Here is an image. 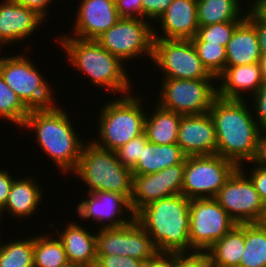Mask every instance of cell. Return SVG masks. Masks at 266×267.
<instances>
[{
  "mask_svg": "<svg viewBox=\"0 0 266 267\" xmlns=\"http://www.w3.org/2000/svg\"><path fill=\"white\" fill-rule=\"evenodd\" d=\"M247 10L246 18L255 26L261 55H266V19L261 16L251 5Z\"/></svg>",
  "mask_w": 266,
  "mask_h": 267,
  "instance_id": "39",
  "label": "cell"
},
{
  "mask_svg": "<svg viewBox=\"0 0 266 267\" xmlns=\"http://www.w3.org/2000/svg\"><path fill=\"white\" fill-rule=\"evenodd\" d=\"M59 106L30 109L21 128L34 129L35 142L40 145L42 152L67 175L77 168L85 143L80 140L78 132L75 133L76 129L66 110Z\"/></svg>",
  "mask_w": 266,
  "mask_h": 267,
  "instance_id": "2",
  "label": "cell"
},
{
  "mask_svg": "<svg viewBox=\"0 0 266 267\" xmlns=\"http://www.w3.org/2000/svg\"><path fill=\"white\" fill-rule=\"evenodd\" d=\"M155 106L153 114L146 112L144 132L147 140L157 145L177 143L182 115L163 109L158 104Z\"/></svg>",
  "mask_w": 266,
  "mask_h": 267,
  "instance_id": "27",
  "label": "cell"
},
{
  "mask_svg": "<svg viewBox=\"0 0 266 267\" xmlns=\"http://www.w3.org/2000/svg\"><path fill=\"white\" fill-rule=\"evenodd\" d=\"M186 155L177 143L157 145L147 141L136 165L131 169L133 175H146L159 172L175 164H185Z\"/></svg>",
  "mask_w": 266,
  "mask_h": 267,
  "instance_id": "24",
  "label": "cell"
},
{
  "mask_svg": "<svg viewBox=\"0 0 266 267\" xmlns=\"http://www.w3.org/2000/svg\"><path fill=\"white\" fill-rule=\"evenodd\" d=\"M158 20L164 35L153 28L154 38L191 40L199 28L197 0H173Z\"/></svg>",
  "mask_w": 266,
  "mask_h": 267,
  "instance_id": "20",
  "label": "cell"
},
{
  "mask_svg": "<svg viewBox=\"0 0 266 267\" xmlns=\"http://www.w3.org/2000/svg\"><path fill=\"white\" fill-rule=\"evenodd\" d=\"M238 267H266V222L245 223V248Z\"/></svg>",
  "mask_w": 266,
  "mask_h": 267,
  "instance_id": "29",
  "label": "cell"
},
{
  "mask_svg": "<svg viewBox=\"0 0 266 267\" xmlns=\"http://www.w3.org/2000/svg\"><path fill=\"white\" fill-rule=\"evenodd\" d=\"M44 235L40 236L39 234L33 237L34 267H63L67 265L69 261L62 241L58 236L54 238L52 234Z\"/></svg>",
  "mask_w": 266,
  "mask_h": 267,
  "instance_id": "30",
  "label": "cell"
},
{
  "mask_svg": "<svg viewBox=\"0 0 266 267\" xmlns=\"http://www.w3.org/2000/svg\"><path fill=\"white\" fill-rule=\"evenodd\" d=\"M88 197V199L82 200L76 208L77 216L82 220L93 219L100 225L103 222L100 227L102 229L122 227L135 220L131 200L124 194L96 191L88 193ZM126 212L128 217L123 214H127Z\"/></svg>",
  "mask_w": 266,
  "mask_h": 267,
  "instance_id": "15",
  "label": "cell"
},
{
  "mask_svg": "<svg viewBox=\"0 0 266 267\" xmlns=\"http://www.w3.org/2000/svg\"><path fill=\"white\" fill-rule=\"evenodd\" d=\"M173 0H142L143 19L157 20L167 10ZM147 17V18H146Z\"/></svg>",
  "mask_w": 266,
  "mask_h": 267,
  "instance_id": "40",
  "label": "cell"
},
{
  "mask_svg": "<svg viewBox=\"0 0 266 267\" xmlns=\"http://www.w3.org/2000/svg\"><path fill=\"white\" fill-rule=\"evenodd\" d=\"M185 164H175L159 172L133 175L131 206L136 213L150 202L182 194Z\"/></svg>",
  "mask_w": 266,
  "mask_h": 267,
  "instance_id": "16",
  "label": "cell"
},
{
  "mask_svg": "<svg viewBox=\"0 0 266 267\" xmlns=\"http://www.w3.org/2000/svg\"><path fill=\"white\" fill-rule=\"evenodd\" d=\"M225 66L259 62L261 51L255 26L245 18L235 29L226 46Z\"/></svg>",
  "mask_w": 266,
  "mask_h": 267,
  "instance_id": "23",
  "label": "cell"
},
{
  "mask_svg": "<svg viewBox=\"0 0 266 267\" xmlns=\"http://www.w3.org/2000/svg\"><path fill=\"white\" fill-rule=\"evenodd\" d=\"M243 169L234 171L215 199L237 224L266 222V206Z\"/></svg>",
  "mask_w": 266,
  "mask_h": 267,
  "instance_id": "12",
  "label": "cell"
},
{
  "mask_svg": "<svg viewBox=\"0 0 266 267\" xmlns=\"http://www.w3.org/2000/svg\"><path fill=\"white\" fill-rule=\"evenodd\" d=\"M4 244L0 243V267H34L33 237Z\"/></svg>",
  "mask_w": 266,
  "mask_h": 267,
  "instance_id": "31",
  "label": "cell"
},
{
  "mask_svg": "<svg viewBox=\"0 0 266 267\" xmlns=\"http://www.w3.org/2000/svg\"><path fill=\"white\" fill-rule=\"evenodd\" d=\"M251 163L266 168V130L260 131L256 156Z\"/></svg>",
  "mask_w": 266,
  "mask_h": 267,
  "instance_id": "46",
  "label": "cell"
},
{
  "mask_svg": "<svg viewBox=\"0 0 266 267\" xmlns=\"http://www.w3.org/2000/svg\"><path fill=\"white\" fill-rule=\"evenodd\" d=\"M255 168L251 167V174H249V178L253 182L256 191L258 192L262 202L266 206V168L258 166L256 164Z\"/></svg>",
  "mask_w": 266,
  "mask_h": 267,
  "instance_id": "42",
  "label": "cell"
},
{
  "mask_svg": "<svg viewBox=\"0 0 266 267\" xmlns=\"http://www.w3.org/2000/svg\"><path fill=\"white\" fill-rule=\"evenodd\" d=\"M43 21L34 10L22 6L16 0L0 2V47L29 38Z\"/></svg>",
  "mask_w": 266,
  "mask_h": 267,
  "instance_id": "19",
  "label": "cell"
},
{
  "mask_svg": "<svg viewBox=\"0 0 266 267\" xmlns=\"http://www.w3.org/2000/svg\"><path fill=\"white\" fill-rule=\"evenodd\" d=\"M58 40L69 62L75 69L87 75L92 84L107 88L112 93H121L120 96L131 94L132 81L126 73L124 62L96 40L74 38L65 34Z\"/></svg>",
  "mask_w": 266,
  "mask_h": 267,
  "instance_id": "4",
  "label": "cell"
},
{
  "mask_svg": "<svg viewBox=\"0 0 266 267\" xmlns=\"http://www.w3.org/2000/svg\"><path fill=\"white\" fill-rule=\"evenodd\" d=\"M172 79H217L203 65L192 40L154 38L152 60Z\"/></svg>",
  "mask_w": 266,
  "mask_h": 267,
  "instance_id": "10",
  "label": "cell"
},
{
  "mask_svg": "<svg viewBox=\"0 0 266 267\" xmlns=\"http://www.w3.org/2000/svg\"><path fill=\"white\" fill-rule=\"evenodd\" d=\"M85 143L73 174L88 185L87 192L108 191L124 194L131 200L132 170L119 162L116 152L99 148L91 141Z\"/></svg>",
  "mask_w": 266,
  "mask_h": 267,
  "instance_id": "6",
  "label": "cell"
},
{
  "mask_svg": "<svg viewBox=\"0 0 266 267\" xmlns=\"http://www.w3.org/2000/svg\"><path fill=\"white\" fill-rule=\"evenodd\" d=\"M96 233L97 255L128 256L147 262L158 250L136 220L118 228H100Z\"/></svg>",
  "mask_w": 266,
  "mask_h": 267,
  "instance_id": "14",
  "label": "cell"
},
{
  "mask_svg": "<svg viewBox=\"0 0 266 267\" xmlns=\"http://www.w3.org/2000/svg\"><path fill=\"white\" fill-rule=\"evenodd\" d=\"M145 267H176V253L158 252Z\"/></svg>",
  "mask_w": 266,
  "mask_h": 267,
  "instance_id": "43",
  "label": "cell"
},
{
  "mask_svg": "<svg viewBox=\"0 0 266 267\" xmlns=\"http://www.w3.org/2000/svg\"><path fill=\"white\" fill-rule=\"evenodd\" d=\"M254 1V2H253ZM251 6L266 19V0H253Z\"/></svg>",
  "mask_w": 266,
  "mask_h": 267,
  "instance_id": "47",
  "label": "cell"
},
{
  "mask_svg": "<svg viewBox=\"0 0 266 267\" xmlns=\"http://www.w3.org/2000/svg\"><path fill=\"white\" fill-rule=\"evenodd\" d=\"M1 216H3V214H2V212L0 211V219L2 218ZM1 239V238H0ZM0 241H2V240H0Z\"/></svg>",
  "mask_w": 266,
  "mask_h": 267,
  "instance_id": "50",
  "label": "cell"
},
{
  "mask_svg": "<svg viewBox=\"0 0 266 267\" xmlns=\"http://www.w3.org/2000/svg\"><path fill=\"white\" fill-rule=\"evenodd\" d=\"M11 186L7 202L4 208L1 210L2 213L7 212L13 215L15 218L30 217L36 211L37 207L42 201V190L41 186L38 185L36 180L30 176H26L24 179H15ZM36 182V183H35Z\"/></svg>",
  "mask_w": 266,
  "mask_h": 267,
  "instance_id": "25",
  "label": "cell"
},
{
  "mask_svg": "<svg viewBox=\"0 0 266 267\" xmlns=\"http://www.w3.org/2000/svg\"><path fill=\"white\" fill-rule=\"evenodd\" d=\"M246 104L245 100L217 97L209 110L216 130V154L238 167L255 158L262 130Z\"/></svg>",
  "mask_w": 266,
  "mask_h": 267,
  "instance_id": "1",
  "label": "cell"
},
{
  "mask_svg": "<svg viewBox=\"0 0 266 267\" xmlns=\"http://www.w3.org/2000/svg\"><path fill=\"white\" fill-rule=\"evenodd\" d=\"M63 267H92V266L80 265V264H75V263H68L67 265H65Z\"/></svg>",
  "mask_w": 266,
  "mask_h": 267,
  "instance_id": "49",
  "label": "cell"
},
{
  "mask_svg": "<svg viewBox=\"0 0 266 267\" xmlns=\"http://www.w3.org/2000/svg\"><path fill=\"white\" fill-rule=\"evenodd\" d=\"M116 9L121 18L143 19L142 0H116Z\"/></svg>",
  "mask_w": 266,
  "mask_h": 267,
  "instance_id": "41",
  "label": "cell"
},
{
  "mask_svg": "<svg viewBox=\"0 0 266 267\" xmlns=\"http://www.w3.org/2000/svg\"><path fill=\"white\" fill-rule=\"evenodd\" d=\"M254 105L252 106V111H254V116L258 126L262 130H266V82L257 89L255 95L252 97Z\"/></svg>",
  "mask_w": 266,
  "mask_h": 267,
  "instance_id": "38",
  "label": "cell"
},
{
  "mask_svg": "<svg viewBox=\"0 0 266 267\" xmlns=\"http://www.w3.org/2000/svg\"><path fill=\"white\" fill-rule=\"evenodd\" d=\"M146 262L128 256L97 255L95 267H145Z\"/></svg>",
  "mask_w": 266,
  "mask_h": 267,
  "instance_id": "36",
  "label": "cell"
},
{
  "mask_svg": "<svg viewBox=\"0 0 266 267\" xmlns=\"http://www.w3.org/2000/svg\"><path fill=\"white\" fill-rule=\"evenodd\" d=\"M198 57L207 70L218 77L224 70L227 59L226 47L210 42H192Z\"/></svg>",
  "mask_w": 266,
  "mask_h": 267,
  "instance_id": "33",
  "label": "cell"
},
{
  "mask_svg": "<svg viewBox=\"0 0 266 267\" xmlns=\"http://www.w3.org/2000/svg\"><path fill=\"white\" fill-rule=\"evenodd\" d=\"M213 80L217 83V79L163 78L157 104L180 115L207 113L218 97V87Z\"/></svg>",
  "mask_w": 266,
  "mask_h": 267,
  "instance_id": "8",
  "label": "cell"
},
{
  "mask_svg": "<svg viewBox=\"0 0 266 267\" xmlns=\"http://www.w3.org/2000/svg\"><path fill=\"white\" fill-rule=\"evenodd\" d=\"M241 6L244 5H241L240 0H197L198 25L203 27L229 21H243L247 13H241Z\"/></svg>",
  "mask_w": 266,
  "mask_h": 267,
  "instance_id": "28",
  "label": "cell"
},
{
  "mask_svg": "<svg viewBox=\"0 0 266 267\" xmlns=\"http://www.w3.org/2000/svg\"><path fill=\"white\" fill-rule=\"evenodd\" d=\"M219 80L218 97L232 100H245L243 92L246 91L251 97L254 96L264 82L259 62L225 66V70L217 77V81Z\"/></svg>",
  "mask_w": 266,
  "mask_h": 267,
  "instance_id": "21",
  "label": "cell"
},
{
  "mask_svg": "<svg viewBox=\"0 0 266 267\" xmlns=\"http://www.w3.org/2000/svg\"><path fill=\"white\" fill-rule=\"evenodd\" d=\"M6 170L0 168V211L4 208L14 179Z\"/></svg>",
  "mask_w": 266,
  "mask_h": 267,
  "instance_id": "44",
  "label": "cell"
},
{
  "mask_svg": "<svg viewBox=\"0 0 266 267\" xmlns=\"http://www.w3.org/2000/svg\"><path fill=\"white\" fill-rule=\"evenodd\" d=\"M189 207L190 199L176 194L143 206L135 213V220L158 252L194 253L189 239Z\"/></svg>",
  "mask_w": 266,
  "mask_h": 267,
  "instance_id": "3",
  "label": "cell"
},
{
  "mask_svg": "<svg viewBox=\"0 0 266 267\" xmlns=\"http://www.w3.org/2000/svg\"><path fill=\"white\" fill-rule=\"evenodd\" d=\"M30 109L17 94L6 84L0 74V117L21 127Z\"/></svg>",
  "mask_w": 266,
  "mask_h": 267,
  "instance_id": "32",
  "label": "cell"
},
{
  "mask_svg": "<svg viewBox=\"0 0 266 267\" xmlns=\"http://www.w3.org/2000/svg\"><path fill=\"white\" fill-rule=\"evenodd\" d=\"M176 267H215L206 252L176 253Z\"/></svg>",
  "mask_w": 266,
  "mask_h": 267,
  "instance_id": "37",
  "label": "cell"
},
{
  "mask_svg": "<svg viewBox=\"0 0 266 267\" xmlns=\"http://www.w3.org/2000/svg\"><path fill=\"white\" fill-rule=\"evenodd\" d=\"M177 144L186 156L216 154V130L209 112L182 115L178 128Z\"/></svg>",
  "mask_w": 266,
  "mask_h": 267,
  "instance_id": "17",
  "label": "cell"
},
{
  "mask_svg": "<svg viewBox=\"0 0 266 267\" xmlns=\"http://www.w3.org/2000/svg\"><path fill=\"white\" fill-rule=\"evenodd\" d=\"M22 6H25L28 9L34 10L39 16H41L44 20L48 13L49 4L52 3L53 0H16ZM48 14V15H47Z\"/></svg>",
  "mask_w": 266,
  "mask_h": 267,
  "instance_id": "45",
  "label": "cell"
},
{
  "mask_svg": "<svg viewBox=\"0 0 266 267\" xmlns=\"http://www.w3.org/2000/svg\"><path fill=\"white\" fill-rule=\"evenodd\" d=\"M236 224L215 198L190 199L189 239L195 252H206Z\"/></svg>",
  "mask_w": 266,
  "mask_h": 267,
  "instance_id": "13",
  "label": "cell"
},
{
  "mask_svg": "<svg viewBox=\"0 0 266 267\" xmlns=\"http://www.w3.org/2000/svg\"><path fill=\"white\" fill-rule=\"evenodd\" d=\"M238 166L214 155L187 156L182 194L188 199L215 198Z\"/></svg>",
  "mask_w": 266,
  "mask_h": 267,
  "instance_id": "9",
  "label": "cell"
},
{
  "mask_svg": "<svg viewBox=\"0 0 266 267\" xmlns=\"http://www.w3.org/2000/svg\"><path fill=\"white\" fill-rule=\"evenodd\" d=\"M55 235L62 241L69 263L96 266L97 246L96 234H92L81 225L70 222ZM61 232V233H60Z\"/></svg>",
  "mask_w": 266,
  "mask_h": 267,
  "instance_id": "22",
  "label": "cell"
},
{
  "mask_svg": "<svg viewBox=\"0 0 266 267\" xmlns=\"http://www.w3.org/2000/svg\"><path fill=\"white\" fill-rule=\"evenodd\" d=\"M153 23L138 18H120V20L99 36L96 41L112 55L122 61L131 62L141 56H153ZM144 54V55H142ZM127 60V61H126Z\"/></svg>",
  "mask_w": 266,
  "mask_h": 267,
  "instance_id": "11",
  "label": "cell"
},
{
  "mask_svg": "<svg viewBox=\"0 0 266 267\" xmlns=\"http://www.w3.org/2000/svg\"><path fill=\"white\" fill-rule=\"evenodd\" d=\"M26 56H1L0 74L29 109L52 107L56 103L52 87Z\"/></svg>",
  "mask_w": 266,
  "mask_h": 267,
  "instance_id": "7",
  "label": "cell"
},
{
  "mask_svg": "<svg viewBox=\"0 0 266 267\" xmlns=\"http://www.w3.org/2000/svg\"><path fill=\"white\" fill-rule=\"evenodd\" d=\"M241 22L229 21L199 27L196 36L191 40L192 42L218 43L226 47L231 40L233 32Z\"/></svg>",
  "mask_w": 266,
  "mask_h": 267,
  "instance_id": "34",
  "label": "cell"
},
{
  "mask_svg": "<svg viewBox=\"0 0 266 267\" xmlns=\"http://www.w3.org/2000/svg\"><path fill=\"white\" fill-rule=\"evenodd\" d=\"M259 65L263 81L266 82V55H261V58L259 59Z\"/></svg>",
  "mask_w": 266,
  "mask_h": 267,
  "instance_id": "48",
  "label": "cell"
},
{
  "mask_svg": "<svg viewBox=\"0 0 266 267\" xmlns=\"http://www.w3.org/2000/svg\"><path fill=\"white\" fill-rule=\"evenodd\" d=\"M147 141L145 132L131 139L116 151L119 162L132 169L140 158L142 146H145Z\"/></svg>",
  "mask_w": 266,
  "mask_h": 267,
  "instance_id": "35",
  "label": "cell"
},
{
  "mask_svg": "<svg viewBox=\"0 0 266 267\" xmlns=\"http://www.w3.org/2000/svg\"><path fill=\"white\" fill-rule=\"evenodd\" d=\"M141 99L131 94L118 96L99 110V139L91 142L99 148L116 152L134 137L144 133L146 113Z\"/></svg>",
  "mask_w": 266,
  "mask_h": 267,
  "instance_id": "5",
  "label": "cell"
},
{
  "mask_svg": "<svg viewBox=\"0 0 266 267\" xmlns=\"http://www.w3.org/2000/svg\"><path fill=\"white\" fill-rule=\"evenodd\" d=\"M245 248V223L236 224L207 251L215 267H238Z\"/></svg>",
  "mask_w": 266,
  "mask_h": 267,
  "instance_id": "26",
  "label": "cell"
},
{
  "mask_svg": "<svg viewBox=\"0 0 266 267\" xmlns=\"http://www.w3.org/2000/svg\"><path fill=\"white\" fill-rule=\"evenodd\" d=\"M72 36L74 38L96 40L120 20L114 0H81L78 5Z\"/></svg>",
  "mask_w": 266,
  "mask_h": 267,
  "instance_id": "18",
  "label": "cell"
}]
</instances>
